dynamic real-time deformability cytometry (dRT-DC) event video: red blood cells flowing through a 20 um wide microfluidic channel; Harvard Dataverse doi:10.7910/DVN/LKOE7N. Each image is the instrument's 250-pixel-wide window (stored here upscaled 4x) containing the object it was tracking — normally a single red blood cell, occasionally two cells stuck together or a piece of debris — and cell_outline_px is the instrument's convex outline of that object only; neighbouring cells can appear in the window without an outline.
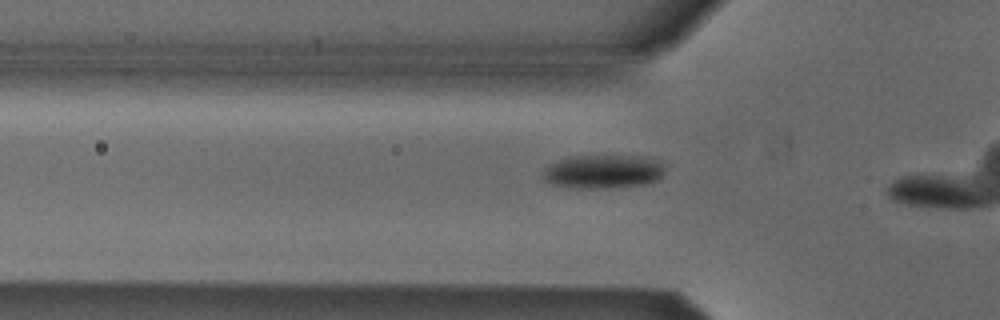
{"species": "Egyptian fruit bat (a non-hibernating species)", "species_latin": "Rousettus aegyptiacus", "temperature_condition": "cold", "stored_images_in_passage": 19, "camera_frame_rate_fps": 3000, "um_per_image_px": 0.085, "animal": {"sex": "male"}, "frame": {"image": 1, "passage_image": 14, "time_ms": 4.333, "image_size_px": [1000, 320], "cell_outline_px": [[664, 172], [660, 180], [644, 184], [596, 188], [588, 188], [552, 184], [544, 180], [544, 168], [560, 160], [572, 156], [640, 156], [660, 160], [664, 164]], "centroid_in_image_um": [51.35, 14.57], "position_along_channel_um": 74.5, "area_um2": 23.58}}